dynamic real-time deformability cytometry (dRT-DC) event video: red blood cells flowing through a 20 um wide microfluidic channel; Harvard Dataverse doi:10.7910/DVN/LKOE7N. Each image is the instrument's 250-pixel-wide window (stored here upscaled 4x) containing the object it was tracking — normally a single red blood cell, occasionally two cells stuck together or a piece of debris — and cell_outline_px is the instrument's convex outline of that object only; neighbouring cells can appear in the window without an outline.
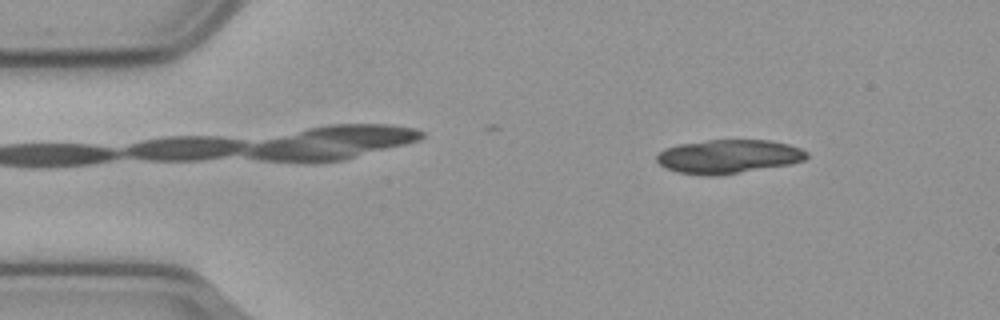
{"species": "common noctule bat (a hibernating species)", "species_latin": "Nyctalus noctula", "temperature_condition": "cold", "stored_images_in_passage": 18, "camera_frame_rate_fps": 3000, "um_per_image_px": 0.085, "animal": {"sex": "male", "body_mass_g": 23.1, "forearm_length_mm": 52.7}, "frame": {"image": 1, "passage_image": 7, "time_ms": 2.0, "image_size_px": [1000, 320], "cell_outline_px": [[808, 156], [804, 160], [792, 164], [716, 176], [704, 176], [676, 172], [660, 164], [656, 160], [656, 156], [664, 148], [680, 144], [708, 140], [768, 140], [788, 144], [800, 148], [808, 152]], "centroid_in_image_um": [61.92, 13.31], "position_along_channel_um": 23.1, "area_um2": 29.59}}